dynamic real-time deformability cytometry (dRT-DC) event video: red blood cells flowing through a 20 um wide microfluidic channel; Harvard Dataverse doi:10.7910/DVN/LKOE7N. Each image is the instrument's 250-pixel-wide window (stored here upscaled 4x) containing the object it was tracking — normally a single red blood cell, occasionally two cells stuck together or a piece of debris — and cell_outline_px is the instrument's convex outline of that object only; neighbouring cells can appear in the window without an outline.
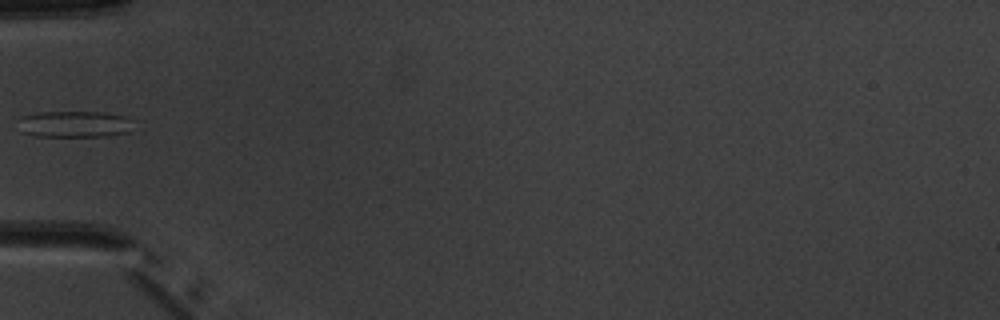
{"species": "common noctule bat (a hibernating species)", "species_latin": "Nyctalus noctula", "temperature_condition": "warm", "stored_images_in_passage": 7, "camera_frame_rate_fps": 3000, "um_per_image_px": 0.085, "animal": {"sex": "male", "body_mass_g": 20.1, "forearm_length_mm": 53.5}, "frame": {"image": 1, "passage_image": 6, "time_ms": 6.0, "image_size_px": [1000, 320], "cell_outline_px": [[136, 120], [128, 132], [108, 136], [36, 136], [20, 132], [20, 116], [40, 112], [104, 112], [124, 116]], "centroid_in_image_um": [6.36, 10.55], "position_along_channel_um": 78.6, "area_um2": 17.92}}
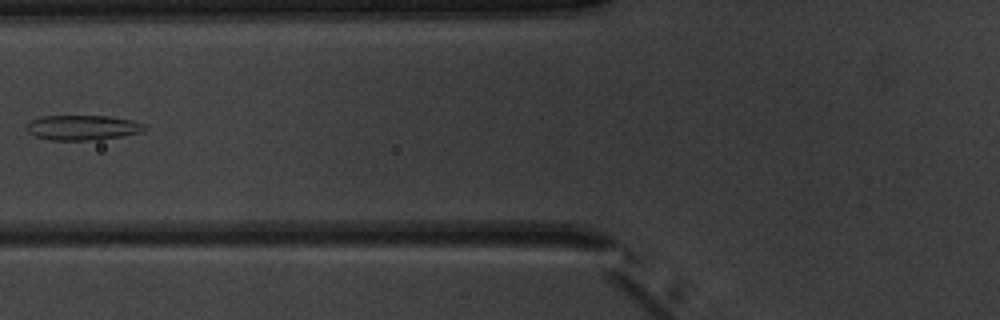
{"frame": {"image": 2, "passage_image": 7, "time_ms": 7.0, "image_size_px": [1000, 320], "cell_outline_px": [[148, 128], [140, 132], [124, 136], [96, 140], [48, 140], [36, 136], [28, 132], [28, 124], [32, 120], [40, 116], [108, 116], [132, 120], [144, 124]], "centroid_in_image_um": [7.05, 10.85], "position_along_channel_um": 118.7, "area_um2": 17.17}}